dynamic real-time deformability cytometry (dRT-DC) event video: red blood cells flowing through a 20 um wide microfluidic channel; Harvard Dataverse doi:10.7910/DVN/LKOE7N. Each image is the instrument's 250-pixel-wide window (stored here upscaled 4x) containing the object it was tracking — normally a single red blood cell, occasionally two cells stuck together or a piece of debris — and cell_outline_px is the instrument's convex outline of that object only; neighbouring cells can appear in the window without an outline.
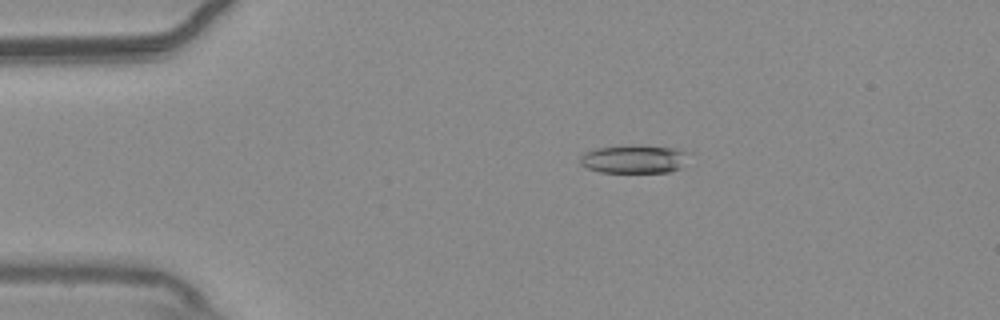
{"species": "common noctule bat (a hibernating species)", "species_latin": "Nyctalus noctula", "temperature_condition": "warm", "stored_images_in_passage": 55, "camera_frame_rate_fps": 3000, "um_per_image_px": 0.085, "animal": {"sex": "male", "body_mass_g": 20.4}, "frame": {"image": 1, "passage_image": 11, "time_ms": 3.333, "image_size_px": [1000, 320], "cell_outline_px": [[692, 152], [680, 168], [668, 172], [600, 172], [588, 168], [580, 164], [580, 156], [584, 152], [596, 148], [632, 144], [640, 144], [676, 148]], "centroid_in_image_um": [53.93, 13.49], "position_along_channel_um": 31.1, "area_um2": 18.38}}
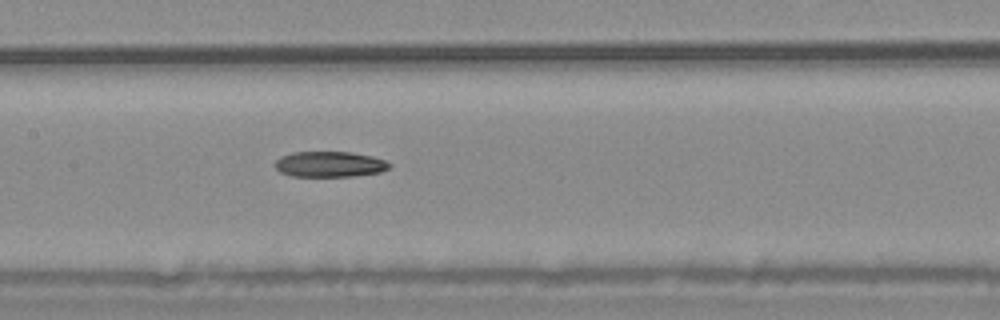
{"frame": {"image": 2, "passage_image": 27, "time_ms": 8.667, "image_size_px": [1000, 320], "cell_outline_px": [[392, 164], [388, 168], [380, 172], [352, 176], [292, 176], [280, 172], [276, 168], [276, 160], [292, 152], [348, 152], [372, 156], [384, 160]], "centroid_in_image_um": [28.03, 13.96], "position_along_channel_um": 179.4, "area_um2": 16.82}}
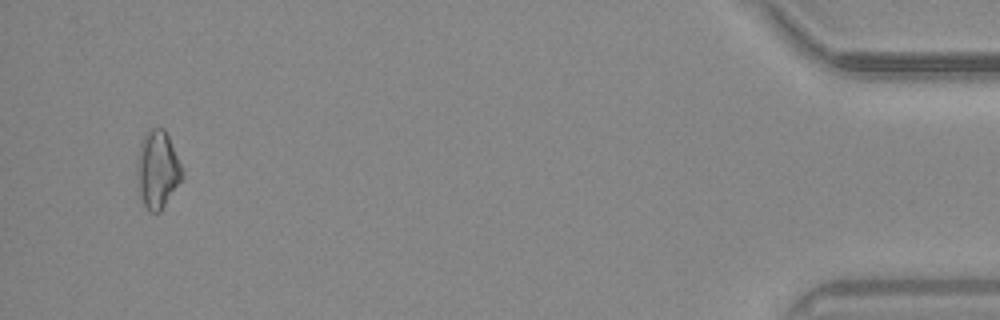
{"frame": {"image": 3, "passage_image": 53, "time_ms": 17.333, "image_size_px": [1000, 320], "cell_outline_px": [[184, 176], [160, 212], [152, 212], [144, 204], [140, 192], [136, 172], [136, 164], [140, 140], [152, 128], [164, 128], [168, 136], [184, 172]], "centroid_in_image_um": [13.39, 14.39], "position_along_channel_um": 421.8, "area_um2": 20.17}}